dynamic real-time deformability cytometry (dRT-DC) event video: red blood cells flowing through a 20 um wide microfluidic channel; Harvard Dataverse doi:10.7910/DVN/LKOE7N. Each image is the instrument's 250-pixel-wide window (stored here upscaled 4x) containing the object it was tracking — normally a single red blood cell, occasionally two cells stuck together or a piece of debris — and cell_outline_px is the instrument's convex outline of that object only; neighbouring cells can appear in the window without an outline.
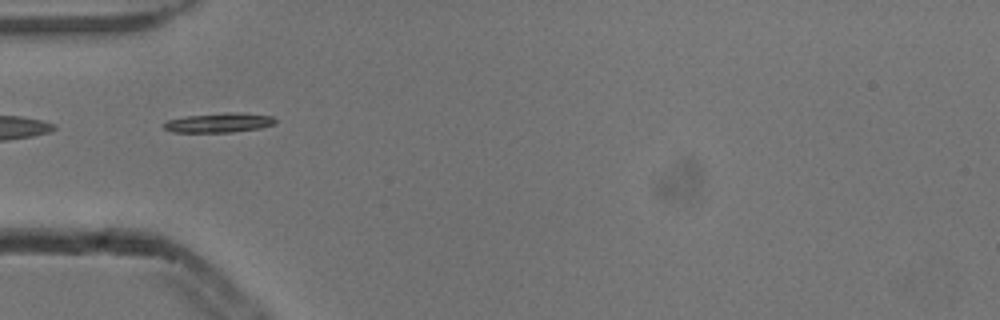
{"species": "common noctule bat (a hibernating species)", "species_latin": "Nyctalus noctula", "temperature_condition": "cold", "stored_images_in_passage": 8, "camera_frame_rate_fps": 3000, "um_per_image_px": 0.085, "animal": {"sex": "male", "body_mass_g": 13.3}, "frame": {"image": 1, "passage_image": 5, "time_ms": 1.333, "image_size_px": [1000, 320], "cell_outline_px": [[276, 124], [260, 128], [232, 132], [172, 132], [164, 128], [164, 124], [168, 120], [188, 116], [224, 112], [236, 112], [272, 116], [276, 120]], "centroid_in_image_um": [18.65, 10.43], "position_along_channel_um": 66.3, "area_um2": 12.6}}
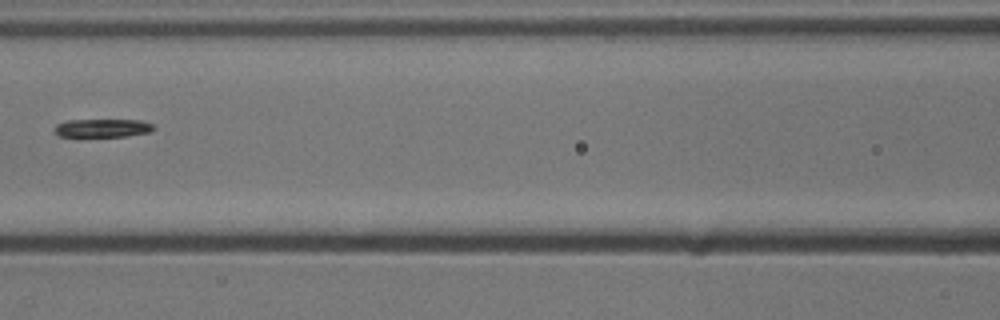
{"frame": {"image": 2, "passage_image": 7, "time_ms": 2.0, "image_size_px": [1000, 320], "cell_outline_px": [[156, 128], [152, 132], [128, 136], [60, 136], [56, 132], [56, 124], [68, 120], [140, 120], [152, 124]], "centroid_in_image_um": [8.8, 10.88], "position_along_channel_um": 157.8, "area_um2": 10.46}}
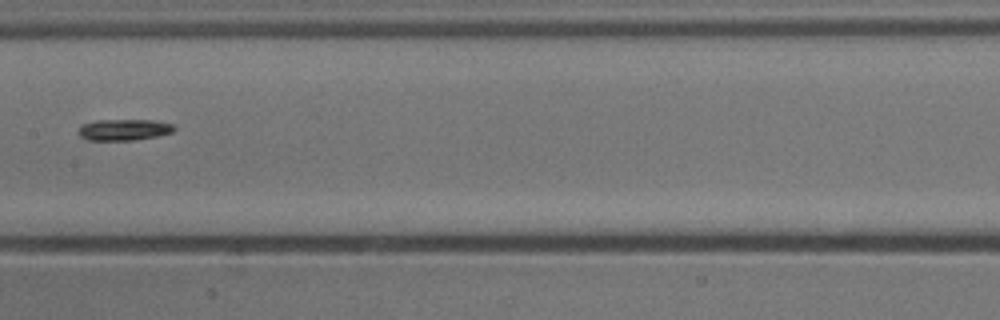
{"frame": {"image": 3, "passage_image": 8, "time_ms": 2.333, "image_size_px": [1000, 320], "cell_outline_px": [[176, 128], [172, 132], [156, 136], [132, 140], [88, 140], [80, 136], [80, 128], [84, 124], [96, 120], [152, 120], [172, 124]], "centroid_in_image_um": [10.55, 11.02], "position_along_channel_um": 196.8, "area_um2": 11.62}}